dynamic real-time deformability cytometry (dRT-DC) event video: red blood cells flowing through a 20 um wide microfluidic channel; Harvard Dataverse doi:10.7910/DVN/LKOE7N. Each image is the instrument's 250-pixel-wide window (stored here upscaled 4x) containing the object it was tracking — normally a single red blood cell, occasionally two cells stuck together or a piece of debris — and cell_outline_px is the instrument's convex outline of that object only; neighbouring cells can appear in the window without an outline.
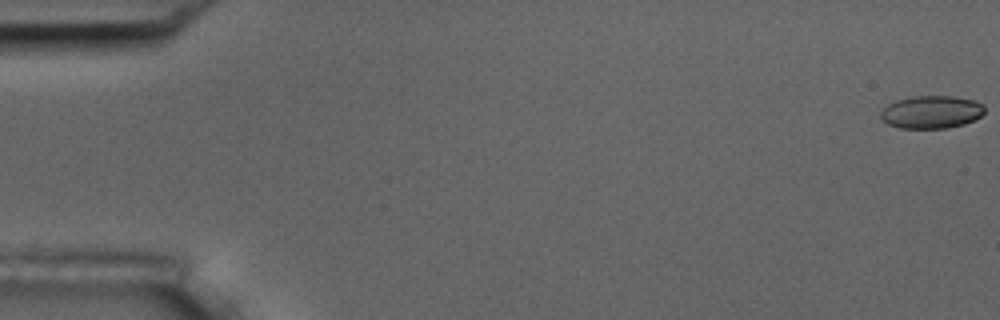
{"species": "common noctule bat (a hibernating species)", "species_latin": "Nyctalus noctula", "temperature_condition": "room temperature", "stored_images_in_passage": 56, "camera_frame_rate_fps": 3000, "um_per_image_px": 0.085, "animal": {"sex": "male", "body_mass_g": 17.5, "forearm_length_mm": 52.3}, "frame": {"image": 1, "passage_image": 1, "time_ms": 0.0, "image_size_px": [1000, 320], "cell_outline_px": [[984, 112], [980, 116], [964, 124], [948, 128], [900, 128], [888, 124], [880, 116], [880, 112], [888, 104], [896, 100], [912, 96], [952, 96], [976, 100], [984, 104]], "centroid_in_image_um": [79.18, 9.51], "position_along_channel_um": 5.8, "area_um2": 19.88}}
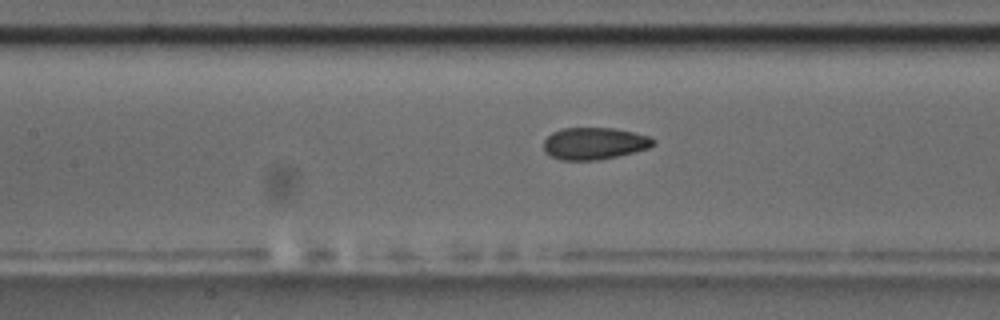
{"frame": {"image": 2, "passage_image": 26, "time_ms": 8.333, "image_size_px": [1000, 320], "cell_outline_px": [[656, 144], [648, 148], [616, 156], [596, 160], [560, 160], [544, 152], [544, 140], [552, 132], [560, 128], [616, 128], [648, 136], [656, 140]], "centroid_in_image_um": [50.5, 12.18], "position_along_channel_um": 156.9, "area_um2": 20.4}}
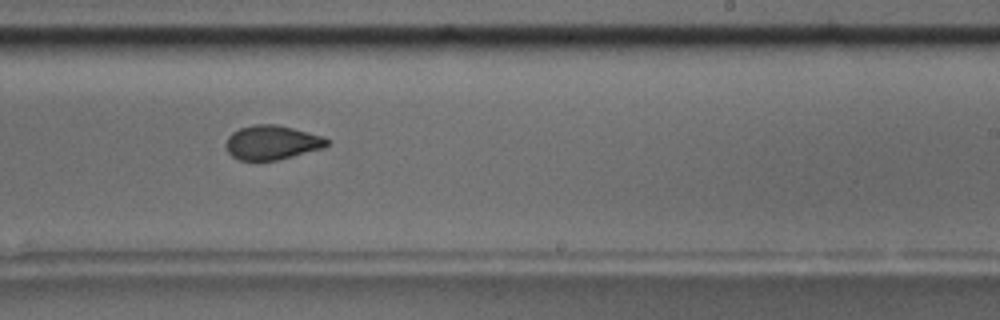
{"frame": {"image": 3, "passage_image": 35, "time_ms": 11.333, "image_size_px": [1000, 320], "cell_outline_px": [[332, 144], [324, 148], [280, 160], [240, 160], [232, 156], [228, 152], [224, 144], [228, 136], [232, 132], [240, 128], [252, 124], [276, 124], [324, 136], [332, 140]], "centroid_in_image_um": [23.16, 12.11], "position_along_channel_um": 265.8, "area_um2": 20.58}, "authors_computed_cell_mechanics": {"area_um2": 20.5479, "velocity_mm_per_s": 3.6473, "shape_relaxation_time_tau1_ms": 6.0236, "shape_relaxation_time_tau2_ms": 1.438, "deformation_change_tau1": 0.1375, "deformation_change_tau2": 0.0592}}